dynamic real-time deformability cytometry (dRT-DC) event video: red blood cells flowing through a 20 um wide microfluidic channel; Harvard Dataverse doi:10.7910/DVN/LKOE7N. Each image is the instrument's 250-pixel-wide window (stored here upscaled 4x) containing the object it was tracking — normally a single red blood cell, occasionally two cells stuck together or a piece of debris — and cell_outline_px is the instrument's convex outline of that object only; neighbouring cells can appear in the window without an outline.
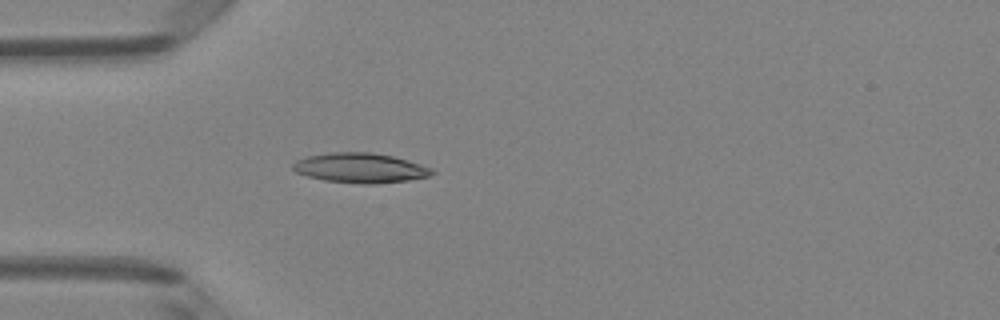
{"species": "Egyptian fruit bat (a non-hibernating species)", "species_latin": "Rousettus aegyptiacus", "temperature_condition": "room temperature", "stored_images_in_passage": 1, "camera_frame_rate_fps": 3000, "um_per_image_px": 0.085, "animal": {"sex": "female"}, "frame": {"image": 1, "passage_image": 1, "time_ms": 0.0, "image_size_px": [1000, 320], "cell_outline_px": [[436, 172], [428, 176], [408, 180], [376, 184], [360, 184], [324, 180], [308, 176], [296, 172], [292, 168], [292, 164], [296, 160], [308, 156], [328, 152], [372, 152], [392, 156], [420, 164], [432, 168]], "centroid_in_image_um": [30.61, 14.27], "position_along_channel_um": 54.4, "area_um2": 24.16}}